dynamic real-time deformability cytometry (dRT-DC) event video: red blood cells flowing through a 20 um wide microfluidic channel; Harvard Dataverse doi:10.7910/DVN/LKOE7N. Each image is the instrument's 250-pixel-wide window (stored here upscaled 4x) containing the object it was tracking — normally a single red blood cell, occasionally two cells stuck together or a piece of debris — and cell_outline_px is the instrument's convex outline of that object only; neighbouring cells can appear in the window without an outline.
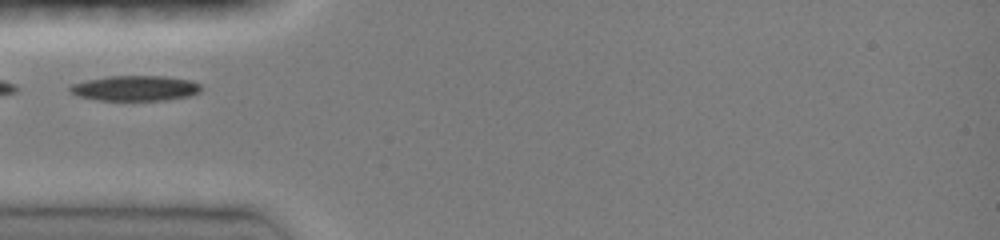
{"species": "common noctule bat (a hibernating species)", "species_latin": "Nyctalus noctula", "temperature_condition": "room temperature", "stored_images_in_passage": 28, "camera_frame_rate_fps": 3000, "um_per_image_px": 0.085, "animal": {"sex": "female", "body_mass_g": 19.0, "forearm_length_mm": 51.5}, "frame": {"image": 1, "passage_image": 1, "time_ms": 0.0, "image_size_px": [1000, 240], "cell_outline_px": [[200, 92], [188, 96], [164, 100], [100, 100], [76, 96], [68, 88], [72, 84], [88, 80], [108, 76], [164, 76], [188, 80], [200, 84]], "centroid_in_image_um": [11.48, 7.5], "position_along_channel_um": 73.5, "area_um2": 19.07}}